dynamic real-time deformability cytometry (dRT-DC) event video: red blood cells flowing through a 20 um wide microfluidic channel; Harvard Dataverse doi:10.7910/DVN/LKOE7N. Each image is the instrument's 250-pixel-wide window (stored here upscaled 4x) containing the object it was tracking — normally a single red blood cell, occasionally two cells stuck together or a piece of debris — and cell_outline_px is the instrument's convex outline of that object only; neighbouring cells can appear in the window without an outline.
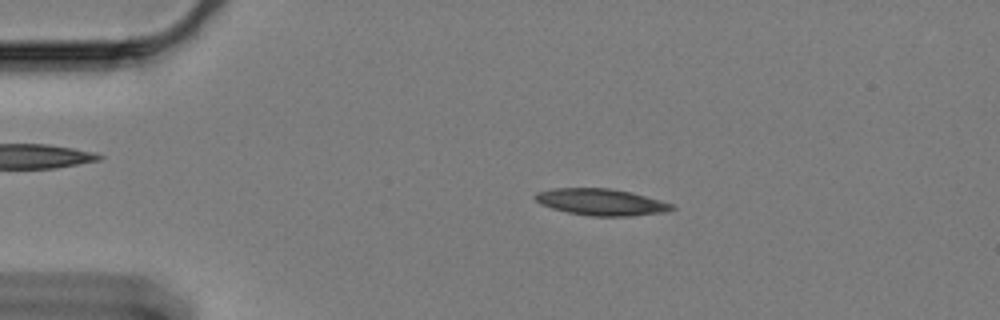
{"species": "Egyptian fruit bat (a non-hibernating species)", "species_latin": "Rousettus aegyptiacus", "temperature_condition": "cold", "stored_images_in_passage": 59, "camera_frame_rate_fps": 3000, "um_per_image_px": 0.085, "animal": {"sex": "female"}, "frame": {"image": 1, "passage_image": 11, "time_ms": 3.333, "image_size_px": [1000, 320], "cell_outline_px": [[676, 208], [664, 212], [628, 216], [592, 216], [568, 212], [552, 208], [540, 204], [532, 196], [536, 192], [552, 188], [612, 188], [660, 200], [672, 204]], "centroid_in_image_um": [51.04, 17.17], "position_along_channel_um": 34.0, "area_um2": 21.04}}
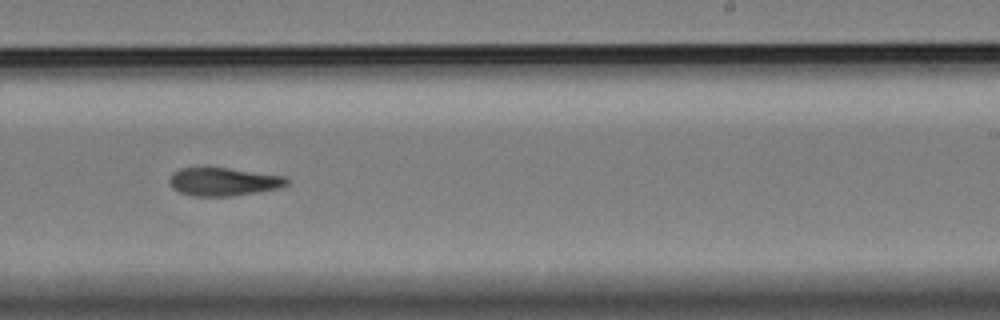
{"frame": {"image": 2, "passage_image": 36, "time_ms": 11.667, "image_size_px": [1000, 320], "cell_outline_px": [[288, 184], [280, 188], [232, 196], [192, 196], [180, 192], [172, 188], [168, 180], [172, 172], [180, 168], [228, 168], [284, 176], [288, 180]], "centroid_in_image_um": [18.96, 15.45], "position_along_channel_um": 270.0, "area_um2": 19.19}}
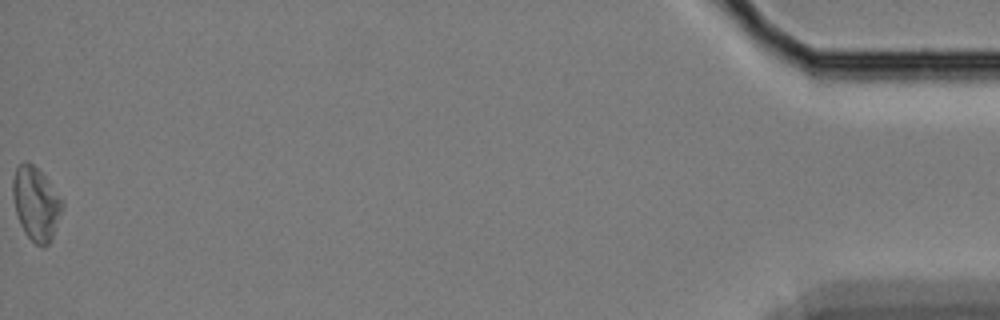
{"frame": {"image": 3, "passage_image": 59, "time_ms": 19.333, "image_size_px": [1000, 320], "cell_outline_px": [[64, 208], [52, 236], [48, 244], [44, 248], [36, 244], [24, 232], [20, 224], [16, 212], [12, 196], [12, 180], [16, 168], [24, 160], [28, 160], [44, 176], [64, 204]], "centroid_in_image_um": [3.04, 17.31], "position_along_channel_um": 432.2, "area_um2": 20.92}}